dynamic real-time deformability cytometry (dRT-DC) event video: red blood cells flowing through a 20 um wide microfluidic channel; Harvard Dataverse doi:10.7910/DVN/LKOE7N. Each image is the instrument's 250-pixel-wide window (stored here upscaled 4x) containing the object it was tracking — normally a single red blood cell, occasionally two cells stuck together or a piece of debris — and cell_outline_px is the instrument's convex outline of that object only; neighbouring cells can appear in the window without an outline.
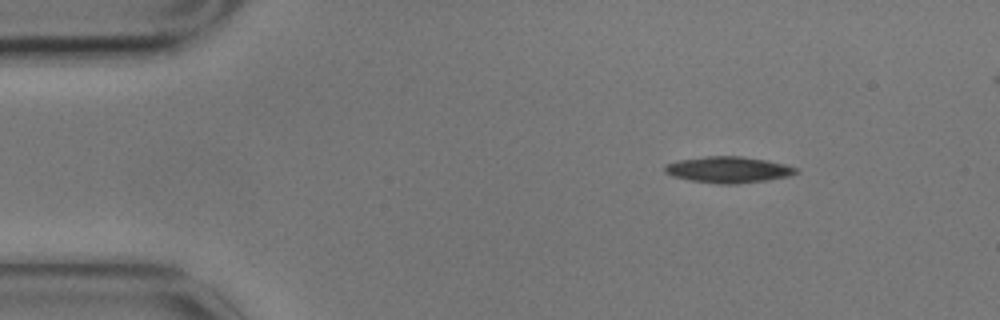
{"species": "common noctule bat (a hibernating species)", "species_latin": "Nyctalus noctula", "temperature_condition": "cold", "stored_images_in_passage": 5, "camera_frame_rate_fps": 3000, "um_per_image_px": 0.085, "animal": {"sex": "male", "body_mass_g": 17.9}, "frame": {"image": 1, "passage_image": 2, "time_ms": 0.333, "image_size_px": [1000, 320], "cell_outline_px": [[800, 172], [792, 176], [768, 180], [736, 184], [720, 184], [692, 180], [672, 176], [664, 172], [664, 164], [680, 160], [708, 156], [740, 156], [768, 160], [800, 168]], "centroid_in_image_um": [61.97, 14.42], "position_along_channel_um": 23.0, "area_um2": 20.23}}
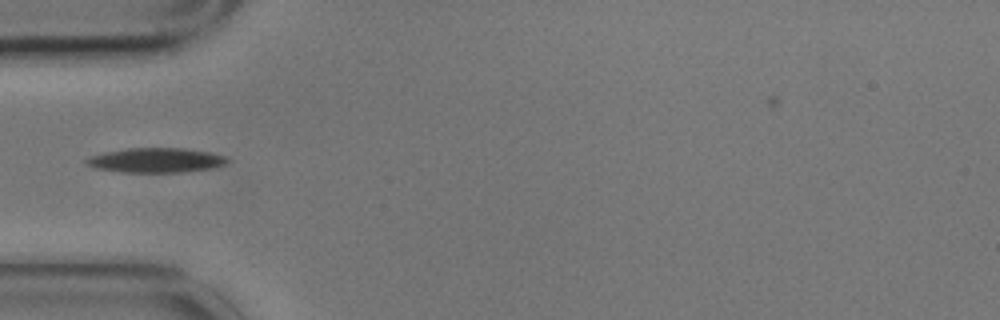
{"frame": {"image": 2, "passage_image": 5, "time_ms": 1.333, "image_size_px": [1000, 320], "cell_outline_px": [[228, 160], [224, 164], [212, 168], [180, 172], [120, 172], [92, 168], [84, 160], [92, 156], [104, 152], [128, 148], [184, 148], [208, 152], [224, 156]], "centroid_in_image_um": [13.21, 13.62], "position_along_channel_um": 71.8, "area_um2": 20.06}}